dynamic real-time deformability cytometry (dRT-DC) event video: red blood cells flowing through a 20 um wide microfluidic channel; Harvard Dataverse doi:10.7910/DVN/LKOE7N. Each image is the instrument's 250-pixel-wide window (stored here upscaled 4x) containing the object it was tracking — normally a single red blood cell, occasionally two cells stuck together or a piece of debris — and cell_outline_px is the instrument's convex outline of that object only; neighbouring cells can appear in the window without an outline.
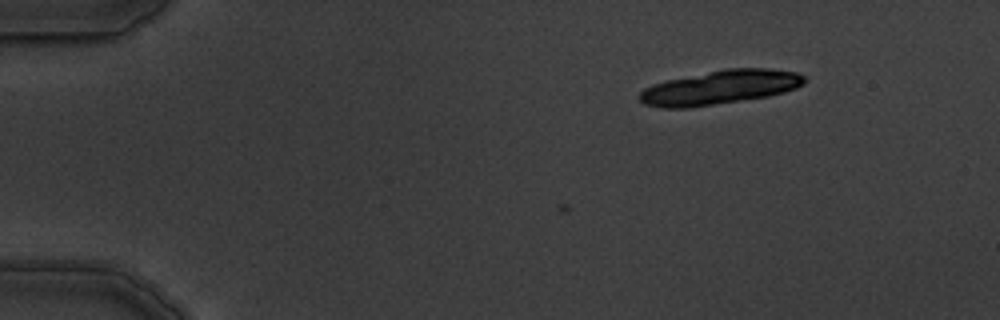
{"species": "common noctule bat (a hibernating species)", "species_latin": "Nyctalus noctula", "temperature_condition": "warm", "stored_images_in_passage": 3, "camera_frame_rate_fps": 3000, "um_per_image_px": 0.085, "animal": {"sex": "male", "body_mass_g": 19.5, "forearm_length_mm": 54.6}, "frame": {"image": 1, "passage_image": 1, "time_ms": 0.0, "image_size_px": [1000, 320], "cell_outline_px": [[808, 80], [804, 84], [796, 88], [784, 92], [768, 96], [692, 108], [660, 108], [644, 104], [636, 96], [644, 88], [652, 84], [668, 80], [724, 68], [768, 68], [796, 72], [804, 76]], "centroid_in_image_um": [61.19, 7.43], "position_along_channel_um": 23.8, "area_um2": 33.0}}